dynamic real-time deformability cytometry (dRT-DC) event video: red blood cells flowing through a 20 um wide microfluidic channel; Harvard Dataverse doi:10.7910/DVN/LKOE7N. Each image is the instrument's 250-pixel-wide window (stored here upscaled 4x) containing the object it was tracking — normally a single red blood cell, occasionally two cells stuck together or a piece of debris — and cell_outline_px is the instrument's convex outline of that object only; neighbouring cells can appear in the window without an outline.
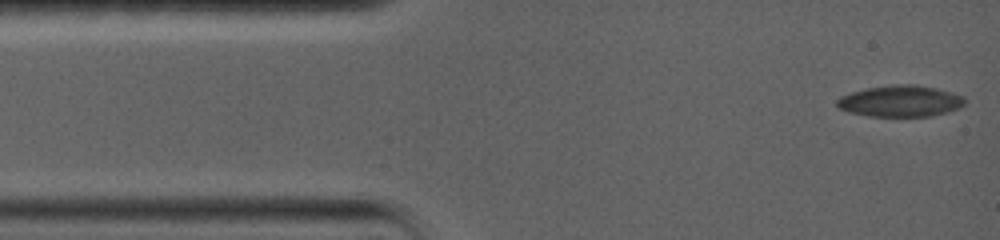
{"species": "common noctule bat (a hibernating species)", "species_latin": "Nyctalus noctula", "temperature_condition": "warm", "stored_images_in_passage": 33, "camera_frame_rate_fps": 5000, "um_per_image_px": 0.085, "animal": {"sex": "female", "body_mass_g": 19.0, "forearm_length_mm": 56.7}, "frame": {"image": 1, "passage_image": 1, "time_ms": 0.0, "image_size_px": [1000, 240], "cell_outline_px": [[964, 104], [960, 108], [932, 116], [868, 116], [848, 112], [840, 108], [836, 104], [836, 100], [840, 96], [852, 92], [868, 88], [892, 84], [916, 84], [936, 88], [964, 96]], "centroid_in_image_um": [76.53, 8.59], "position_along_channel_um": 8.5, "area_um2": 23.35}}
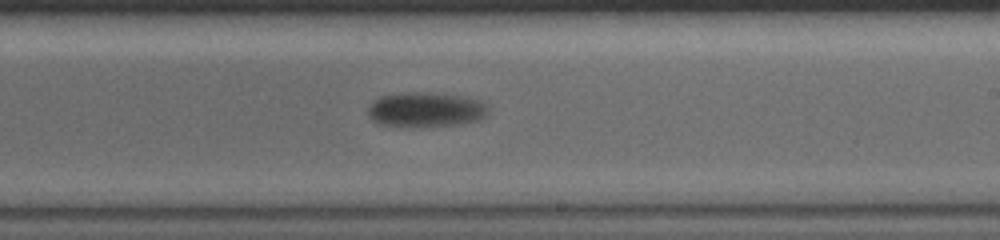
{"frame": {"image": 2, "passage_image": 19, "time_ms": 9.0, "image_size_px": [1000, 240], "cell_outline_px": [[488, 112], [480, 120], [460, 124], [380, 124], [372, 120], [368, 116], [368, 104], [372, 100], [380, 96], [400, 92], [436, 92], [464, 96], [480, 100], [488, 108]], "centroid_in_image_um": [36.18, 9.25], "position_along_channel_um": 252.8, "area_um2": 23.99}}
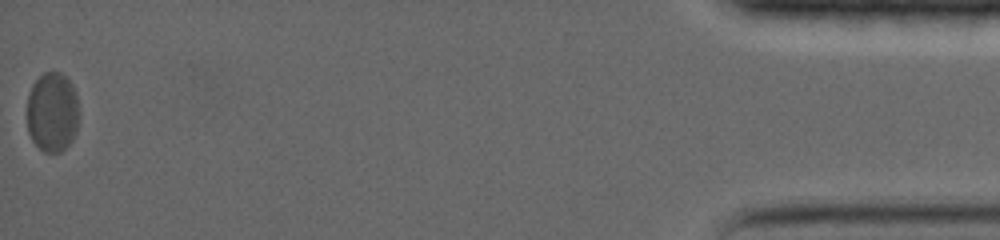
{"frame": {"image": 3, "passage_image": 33, "time_ms": 18.0, "image_size_px": [1000, 240], "cell_outline_px": [[80, 116], [76, 132], [72, 140], [60, 152], [44, 152], [32, 140], [28, 132], [28, 92], [32, 84], [44, 72], [60, 72], [68, 80], [76, 92]], "centroid_in_image_um": [4.47, 9.53], "position_along_channel_um": 430.7, "area_um2": 24.33}, "authors_computed_cell_mechanics": {"area_um2": 24.3338, "velocity_mm_per_s": 3.5283, "shape_relaxation_time_tau1_ms": 6.8599, "shape_relaxation_time_tau2_ms": null, "deformation_change_tau1": 0.1037, "deformation_change_tau2": null}}